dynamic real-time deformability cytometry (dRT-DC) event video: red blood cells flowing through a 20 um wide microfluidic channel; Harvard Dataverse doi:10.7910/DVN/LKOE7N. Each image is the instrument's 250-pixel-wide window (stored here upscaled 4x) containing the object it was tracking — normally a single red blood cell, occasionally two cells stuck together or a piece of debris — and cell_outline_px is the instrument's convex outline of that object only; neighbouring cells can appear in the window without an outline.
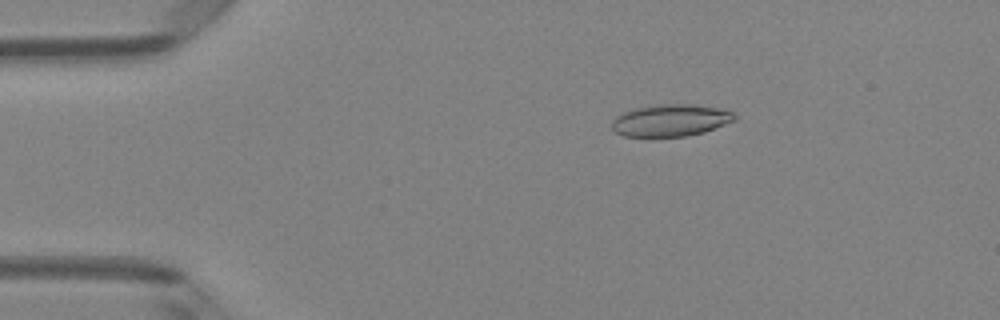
{"species": "Egyptian fruit bat (a non-hibernating species)", "species_latin": "Rousettus aegyptiacus", "temperature_condition": "room temperature", "stored_images_in_passage": 7, "camera_frame_rate_fps": 3000, "um_per_image_px": 0.085, "animal": {"sex": "female"}, "frame": {"image": 1, "passage_image": 3, "time_ms": 0.667, "image_size_px": [1000, 320], "cell_outline_px": [[736, 120], [704, 132], [688, 136], [624, 136], [616, 132], [612, 128], [612, 120], [616, 116], [624, 112], [636, 108], [660, 104], [696, 104], [720, 108], [736, 112]], "centroid_in_image_um": [57.05, 10.22], "position_along_channel_um": 27.9, "area_um2": 22.95}}
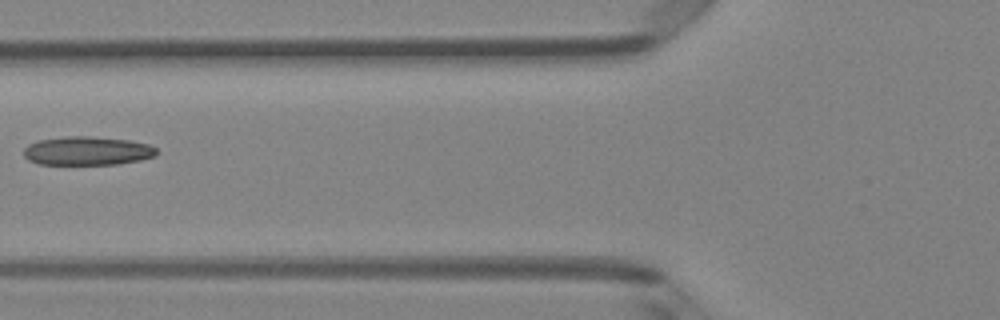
{"frame": {"image": 2, "passage_image": 6, "time_ms": 1.667, "image_size_px": [1000, 320], "cell_outline_px": [[156, 156], [140, 160], [116, 164], [40, 164], [28, 160], [24, 156], [24, 148], [28, 144], [36, 140], [64, 136], [88, 136], [128, 140], [148, 144], [156, 148]], "centroid_in_image_um": [7.38, 12.82], "position_along_channel_um": 118.4, "area_um2": 22.25}}
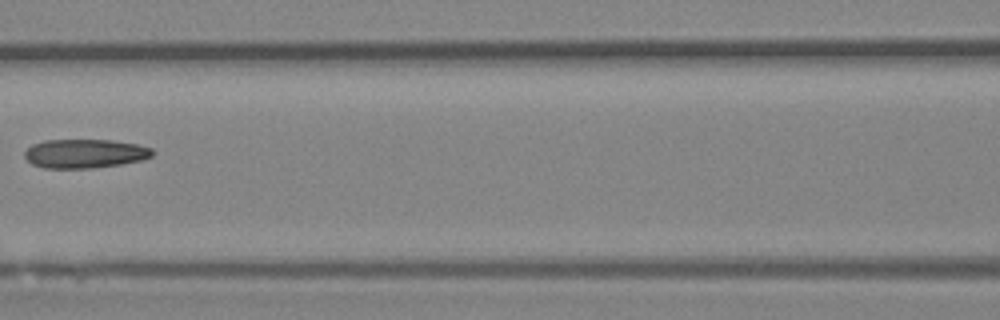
{"frame": {"image": 3, "passage_image": 7, "time_ms": 2.0, "image_size_px": [1000, 320], "cell_outline_px": [[152, 156], [140, 160], [120, 164], [92, 168], [44, 168], [32, 164], [24, 156], [24, 152], [32, 144], [44, 140], [112, 140], [136, 144], [152, 148]], "centroid_in_image_um": [7.18, 13.05], "position_along_channel_um": 159.4, "area_um2": 21.44}}